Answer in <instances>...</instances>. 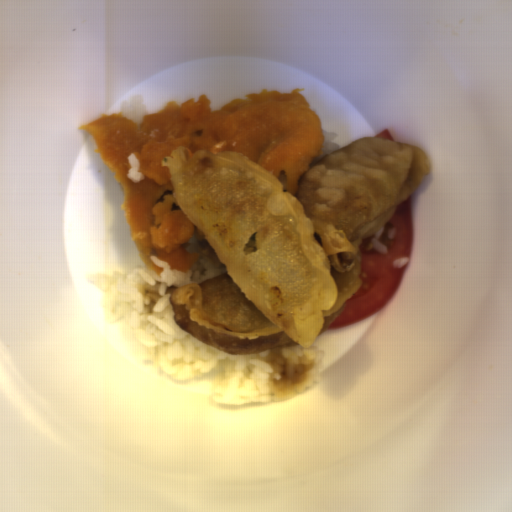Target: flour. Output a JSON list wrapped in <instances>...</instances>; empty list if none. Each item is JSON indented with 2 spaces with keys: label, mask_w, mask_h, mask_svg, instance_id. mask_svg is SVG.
Listing matches in <instances>:
<instances>
[{
  "label": "flour",
  "mask_w": 512,
  "mask_h": 512,
  "mask_svg": "<svg viewBox=\"0 0 512 512\" xmlns=\"http://www.w3.org/2000/svg\"><path fill=\"white\" fill-rule=\"evenodd\" d=\"M161 160L173 196L227 271L171 291L173 320L230 355L310 348L363 286V239L394 217L429 174L418 145L374 136L323 155L297 196L236 151Z\"/></svg>",
  "instance_id": "1"
}]
</instances>
